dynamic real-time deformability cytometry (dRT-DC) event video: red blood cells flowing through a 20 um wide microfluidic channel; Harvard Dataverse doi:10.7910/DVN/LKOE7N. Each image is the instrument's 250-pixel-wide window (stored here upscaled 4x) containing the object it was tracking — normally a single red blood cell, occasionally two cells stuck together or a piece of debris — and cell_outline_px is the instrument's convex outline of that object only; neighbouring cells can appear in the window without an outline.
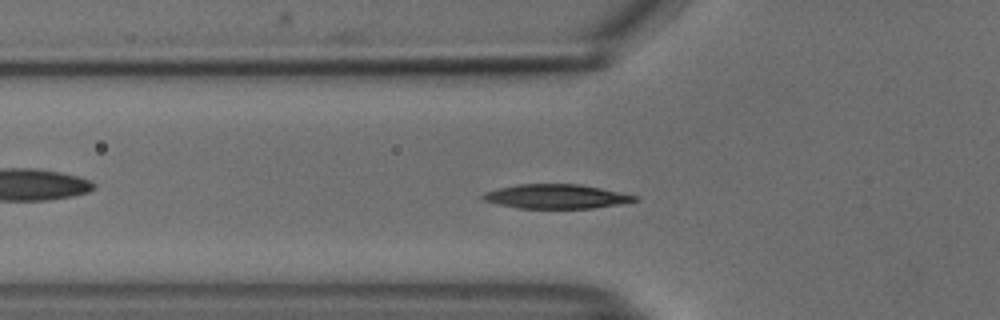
{"species": "common noctule bat (a hibernating species)", "species_latin": "Nyctalus noctula", "temperature_condition": "cold", "stored_images_in_passage": 54, "camera_frame_rate_fps": 3000, "um_per_image_px": 0.085, "animal": {"sex": "male", "body_mass_g": 18.8}, "frame": {"image": 1, "passage_image": 18, "time_ms": 5.667, "image_size_px": [1000, 320], "cell_outline_px": [[640, 200], [592, 208], [516, 208], [484, 200], [480, 196], [484, 192], [500, 188], [520, 184], [580, 184], [640, 196]], "centroid_in_image_um": [47.3, 16.69], "position_along_channel_um": 78.5, "area_um2": 21.27}}
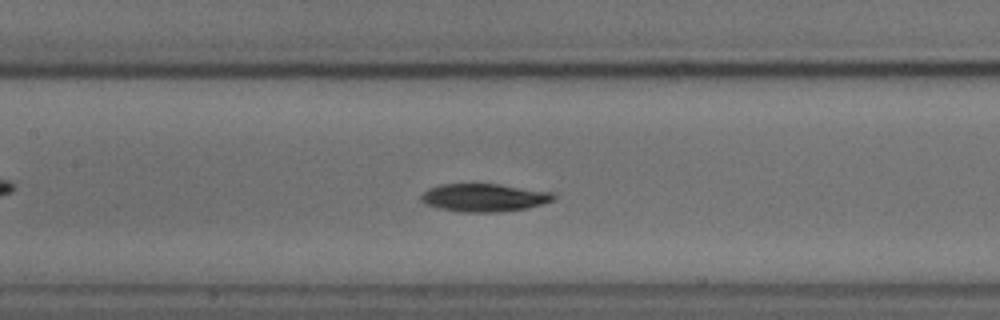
{"frame": {"image": 2, "passage_image": 25, "time_ms": 8.0, "image_size_px": [1000, 320], "cell_outline_px": [[556, 200], [528, 208], [500, 212], [460, 212], [440, 208], [424, 204], [420, 200], [420, 196], [428, 188], [440, 184], [500, 184], [552, 192], [556, 196]], "centroid_in_image_um": [41.16, 16.8], "position_along_channel_um": 166.2, "area_um2": 21.79}}
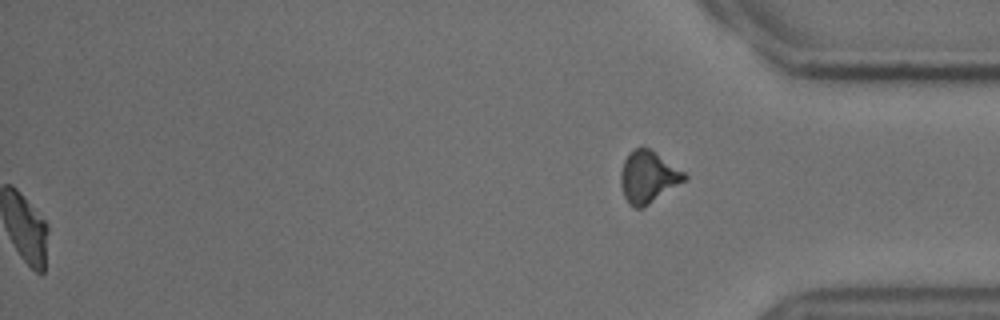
{"frame": {"image": 3, "passage_image": 54, "time_ms": 17.667, "image_size_px": [1000, 320], "cell_outline_px": [[688, 180], [644, 208], [636, 208], [628, 204], [624, 196], [620, 184], [620, 172], [624, 160], [628, 152], [632, 148], [648, 148], [684, 172], [688, 176]], "centroid_in_image_um": [55.09, 15.08], "position_along_channel_um": 380.1, "area_um2": 19.48}, "authors_computed_cell_mechanics": {"area_um2": 20.6924, "velocity_mm_per_s": 3.7366, "shape_relaxation_time_tau1_ms": 5.0365, "shape_relaxation_time_tau2_ms": null, "deformation_change_tau1": 0.16, "deformation_change_tau2": null}}